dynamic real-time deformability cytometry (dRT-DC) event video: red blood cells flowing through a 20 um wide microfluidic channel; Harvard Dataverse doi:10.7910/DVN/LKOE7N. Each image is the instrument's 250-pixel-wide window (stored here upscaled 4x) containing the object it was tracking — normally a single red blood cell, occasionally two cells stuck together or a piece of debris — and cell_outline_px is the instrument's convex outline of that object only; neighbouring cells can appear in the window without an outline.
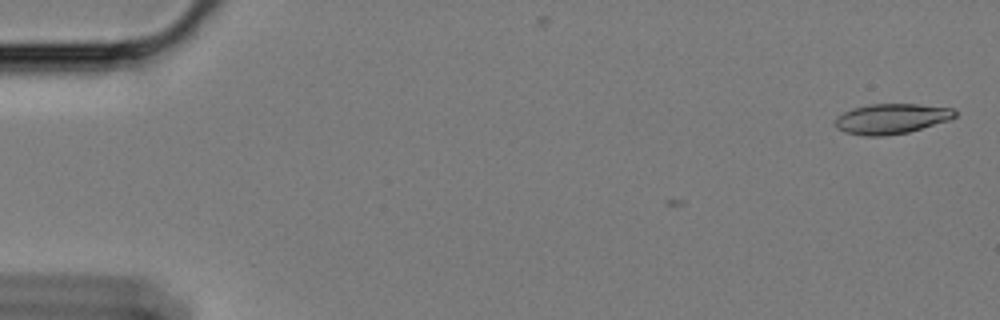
{"species": "Egyptian fruit bat (a non-hibernating species)", "species_latin": "Rousettus aegyptiacus", "temperature_condition": "cold", "stored_images_in_passage": 2, "camera_frame_rate_fps": 3000, "um_per_image_px": 0.085, "animal": {"sex": "female"}, "frame": {"image": 1, "passage_image": 2, "time_ms": 0.333, "image_size_px": [1000, 320], "cell_outline_px": [[956, 116], [948, 120], [908, 132], [884, 136], [864, 136], [844, 132], [836, 128], [836, 116], [852, 108], [868, 104], [916, 104], [952, 108], [956, 112]], "centroid_in_image_um": [75.73, 10.09], "position_along_channel_um": 9.3, "area_um2": 20.98}}